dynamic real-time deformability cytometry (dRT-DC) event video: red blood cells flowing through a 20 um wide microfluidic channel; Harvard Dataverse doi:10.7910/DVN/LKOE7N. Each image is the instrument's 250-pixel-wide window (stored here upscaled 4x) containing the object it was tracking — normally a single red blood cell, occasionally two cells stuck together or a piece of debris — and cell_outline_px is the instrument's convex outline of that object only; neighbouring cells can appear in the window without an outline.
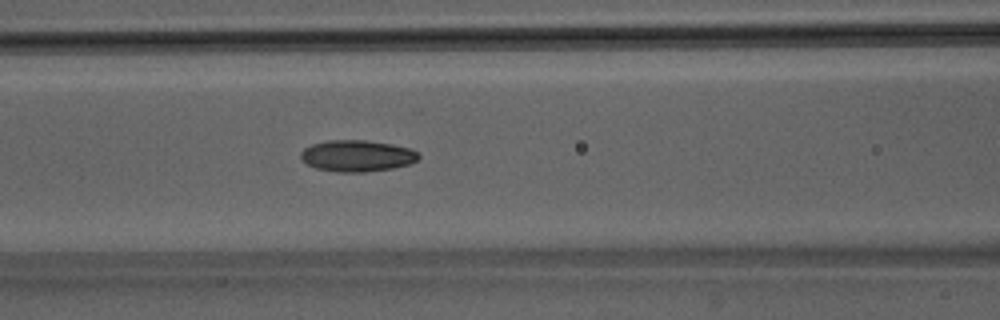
{"species": "Egyptian fruit bat (a non-hibernating species)", "species_latin": "Rousettus aegyptiacus", "temperature_condition": "room temperature", "stored_images_in_passage": 50, "camera_frame_rate_fps": 3000, "um_per_image_px": 0.085, "animal": {"sex": "male"}, "frame": {"image": 1, "passage_image": 21, "time_ms": 6.667, "image_size_px": [1000, 320], "cell_outline_px": [[420, 156], [416, 160], [408, 164], [392, 168], [364, 172], [336, 172], [316, 168], [308, 164], [300, 156], [300, 152], [304, 148], [312, 144], [328, 140], [364, 140], [392, 144], [408, 148], [416, 152]], "centroid_in_image_um": [30.32, 13.24], "position_along_channel_um": 136.3, "area_um2": 21.39}}
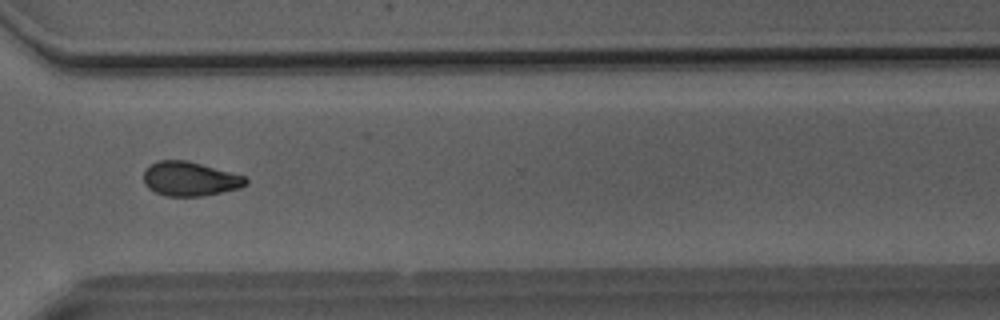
{"frame": {"image": 2, "passage_image": 37, "time_ms": 12.0, "image_size_px": [1000, 320], "cell_outline_px": [[248, 184], [240, 188], [204, 196], [168, 196], [156, 192], [148, 188], [144, 184], [144, 168], [160, 160], [188, 160], [244, 176], [248, 180]], "centroid_in_image_um": [16.14, 15.2], "position_along_channel_um": 354.5, "area_um2": 20.4}}
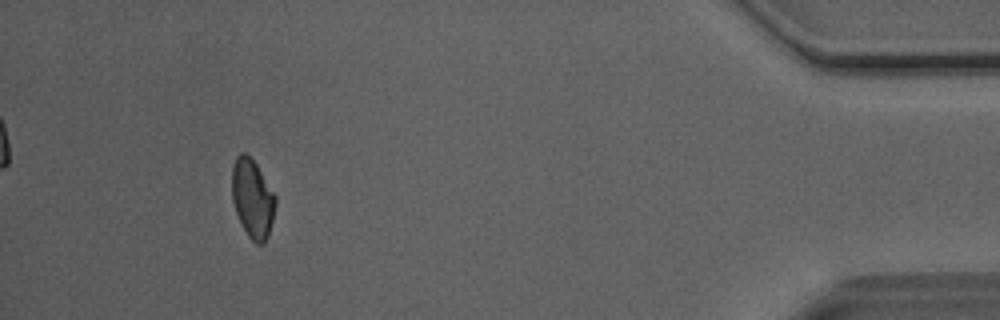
{"frame": {"image": 3, "passage_image": 46, "time_ms": 15.0, "image_size_px": [1000, 320], "cell_outline_px": [[276, 204], [268, 236], [264, 244], [256, 244], [248, 236], [236, 212], [232, 200], [232, 168], [236, 156], [240, 152], [248, 152], [256, 164], [276, 196]], "centroid_in_image_um": [21.46, 16.84], "position_along_channel_um": 413.7, "area_um2": 19.94}, "authors_computed_cell_mechanics": {"area_um2": 20.6924, "velocity_mm_per_s": 4.0924, "shape_relaxation_time_tau1_ms": 7.0301, "shape_relaxation_time_tau2_ms": 2.5901, "deformation_change_tau1": 0.1537, "deformation_change_tau2": 0.0702}}